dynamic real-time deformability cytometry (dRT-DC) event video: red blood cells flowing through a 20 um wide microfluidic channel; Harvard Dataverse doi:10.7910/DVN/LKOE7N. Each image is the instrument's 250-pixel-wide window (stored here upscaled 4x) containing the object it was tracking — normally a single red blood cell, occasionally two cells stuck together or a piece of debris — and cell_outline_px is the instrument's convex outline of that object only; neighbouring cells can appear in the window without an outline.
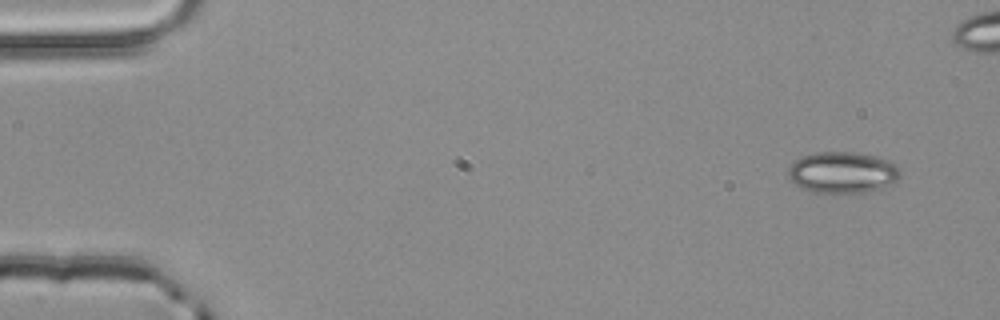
{"species": "common noctule bat (a hibernating species)", "species_latin": "Nyctalus noctula", "temperature_condition": "room temperature", "stored_images_in_passage": 3, "camera_frame_rate_fps": 3000, "um_per_image_px": 0.085, "animal": {"sex": "male", "body_mass_g": 20.4}, "frame": {"image": 1, "passage_image": 1, "time_ms": 0.0, "image_size_px": [1000, 320], "cell_outline_px": [[900, 176], [892, 184], [880, 188], [864, 192], [812, 192], [800, 188], [788, 176], [788, 168], [800, 156], [812, 152], [856, 152], [888, 160], [896, 164], [900, 168]], "centroid_in_image_um": [71.6, 14.64], "position_along_channel_um": 13.4, "area_um2": 26.93}}